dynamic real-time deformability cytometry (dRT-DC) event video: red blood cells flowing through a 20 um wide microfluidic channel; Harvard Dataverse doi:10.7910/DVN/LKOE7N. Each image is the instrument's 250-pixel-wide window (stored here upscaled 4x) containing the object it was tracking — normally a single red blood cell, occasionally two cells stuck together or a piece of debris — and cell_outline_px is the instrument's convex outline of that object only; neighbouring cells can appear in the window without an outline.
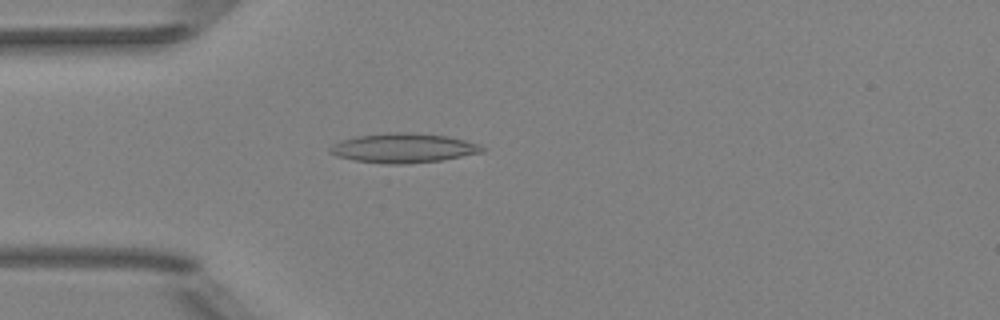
{"species": "Egyptian fruit bat (a non-hibernating species)", "species_latin": "Rousettus aegyptiacus", "temperature_condition": "room temperature", "stored_images_in_passage": 39, "camera_frame_rate_fps": 3000, "um_per_image_px": 0.085, "animal": {"sex": "female"}, "frame": {"image": 1, "passage_image": 2, "time_ms": 0.333, "image_size_px": [1000, 320], "cell_outline_px": [[488, 148], [484, 152], [440, 160], [400, 164], [388, 164], [356, 160], [336, 156], [328, 152], [328, 148], [332, 144], [340, 140], [356, 136], [392, 132], [408, 132], [448, 136], [480, 144]], "centroid_in_image_um": [34.29, 12.57], "position_along_channel_um": 50.7, "area_um2": 26.13}}
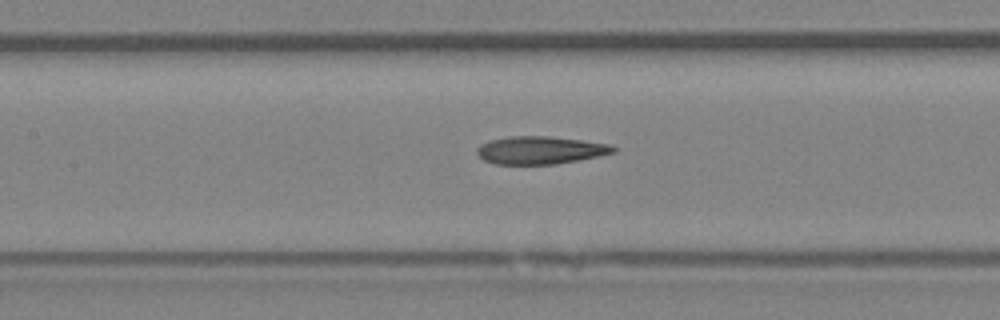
{"frame": {"image": 2, "passage_image": 11, "time_ms": 3.333, "image_size_px": [1000, 320], "cell_outline_px": [[616, 152], [600, 156], [556, 164], [496, 164], [484, 160], [476, 152], [476, 148], [480, 144], [488, 140], [508, 136], [548, 136], [580, 140], [608, 144], [616, 148]], "centroid_in_image_um": [45.89, 12.76], "position_along_channel_um": 161.5, "area_um2": 22.08}}
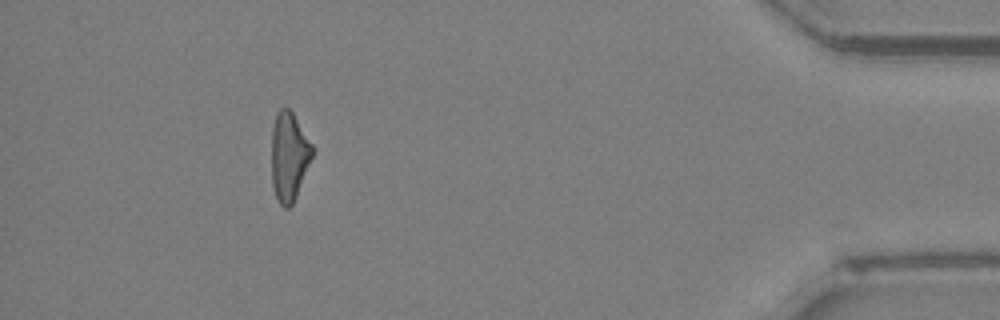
{"frame": {"image": 3, "passage_image": 34, "time_ms": 11.0, "image_size_px": [1000, 320], "cell_outline_px": [[316, 148], [296, 196], [292, 204], [288, 208], [284, 208], [280, 204], [276, 196], [272, 184], [272, 128], [276, 112], [280, 108], [288, 108], [292, 112]], "centroid_in_image_um": [24.58, 13.27], "position_along_channel_um": 410.6, "area_um2": 21.21}, "authors_computed_cell_mechanics": {"area_um2": 22.1952, "velocity_mm_per_s": 4.0274, "shape_relaxation_time_tau1_ms": null, "shape_relaxation_time_tau2_ms": 6.8888, "deformation_change_tau1": null, "deformation_change_tau2": 0.2185}}